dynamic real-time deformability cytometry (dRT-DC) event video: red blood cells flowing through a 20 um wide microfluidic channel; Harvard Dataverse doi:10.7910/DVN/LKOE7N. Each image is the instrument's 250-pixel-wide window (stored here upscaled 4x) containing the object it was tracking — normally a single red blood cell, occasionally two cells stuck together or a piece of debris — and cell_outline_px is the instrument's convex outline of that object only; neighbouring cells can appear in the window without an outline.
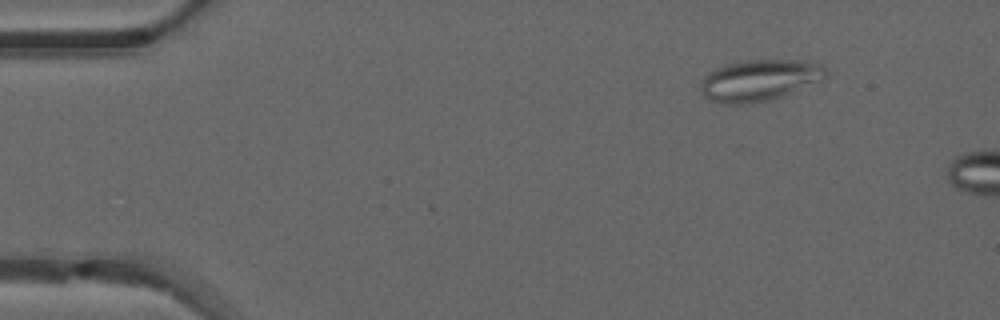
{"species": "common noctule bat (a hibernating species)", "species_latin": "Nyctalus noctula", "temperature_condition": "warm", "stored_images_in_passage": 6, "camera_frame_rate_fps": 3000, "um_per_image_px": 0.085, "animal": {"sex": "male", "forearm_length_mm": 52.5}, "frame": {"image": 1, "passage_image": 2, "time_ms": 0.333, "image_size_px": [1000, 320], "cell_outline_px": [[828, 76], [820, 80], [784, 96], [768, 100], [740, 104], [720, 104], [704, 96], [700, 88], [704, 76], [708, 72], [716, 68], [728, 64], [748, 60], [812, 60], [820, 64], [828, 72]], "centroid_in_image_um": [64.57, 6.81], "position_along_channel_um": 20.4, "area_um2": 30.11}}